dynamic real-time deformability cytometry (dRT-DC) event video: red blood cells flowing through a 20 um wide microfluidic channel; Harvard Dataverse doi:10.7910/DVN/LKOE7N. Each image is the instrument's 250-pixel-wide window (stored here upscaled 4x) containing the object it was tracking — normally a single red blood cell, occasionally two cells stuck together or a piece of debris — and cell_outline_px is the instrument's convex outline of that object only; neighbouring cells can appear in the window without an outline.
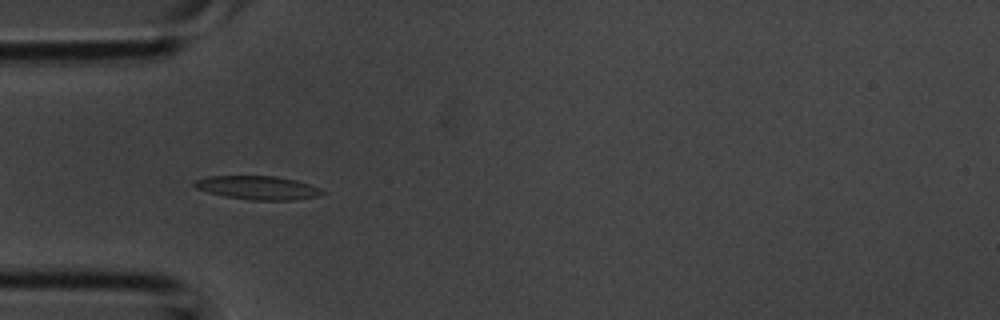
{"species": "common noctule bat (a hibernating species)", "species_latin": "Nyctalus noctula", "temperature_condition": "room temperature", "stored_images_in_passage": 6, "camera_frame_rate_fps": 3000, "um_per_image_px": 0.085, "animal": {"sex": "male", "body_mass_g": 20.1, "forearm_length_mm": 53.5}, "frame": {"image": 1, "passage_image": 5, "time_ms": 1.333, "image_size_px": [1000, 320], "cell_outline_px": [[328, 192], [320, 196], [296, 200], [252, 200], [224, 196], [208, 192], [196, 188], [192, 184], [196, 180], [208, 176], [276, 176], [296, 180], [320, 188]], "centroid_in_image_um": [21.96, 15.96], "position_along_channel_um": 63.0, "area_um2": 17.69}}
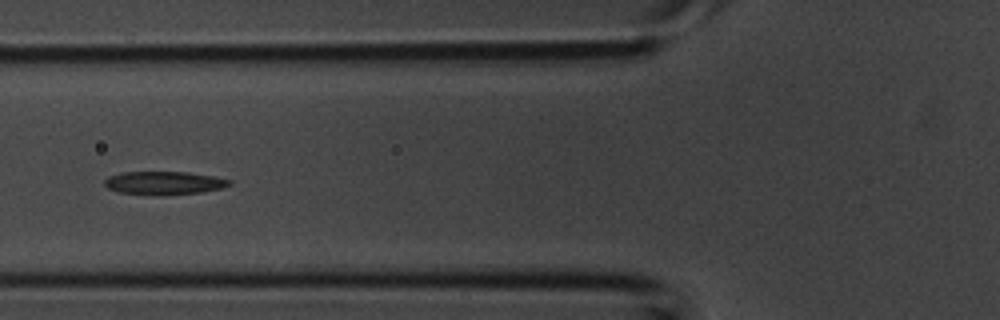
{"frame": {"image": 2, "passage_image": 6, "time_ms": 1.667, "image_size_px": [1000, 320], "cell_outline_px": [[232, 184], [220, 188], [200, 192], [120, 192], [108, 188], [104, 184], [104, 180], [108, 176], [124, 172], [188, 172], [212, 176], [232, 180]], "centroid_in_image_um": [13.96, 15.49], "position_along_channel_um": 111.8, "area_um2": 15.72}}